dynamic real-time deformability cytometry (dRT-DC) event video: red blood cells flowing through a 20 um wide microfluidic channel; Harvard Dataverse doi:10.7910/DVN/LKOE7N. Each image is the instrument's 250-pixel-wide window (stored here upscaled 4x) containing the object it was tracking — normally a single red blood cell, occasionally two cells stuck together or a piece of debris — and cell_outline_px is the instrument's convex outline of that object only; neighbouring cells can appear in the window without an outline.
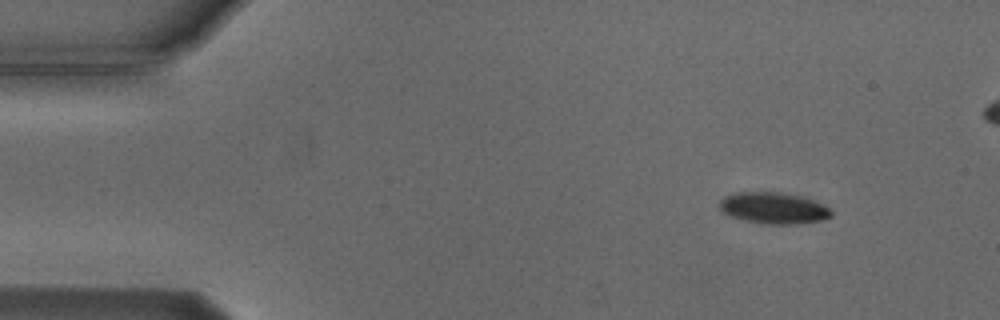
{"species": "Egyptian fruit bat (a non-hibernating species)", "species_latin": "Rousettus aegyptiacus", "temperature_condition": "cold", "stored_images_in_passage": 6, "camera_frame_rate_fps": 3000, "um_per_image_px": 0.085, "animal": {"sex": "male"}, "frame": {"image": 1, "passage_image": 1, "time_ms": 0.0, "image_size_px": [1000, 320], "cell_outline_px": [[832, 216], [820, 220], [788, 224], [772, 224], [748, 220], [732, 216], [724, 212], [720, 208], [720, 200], [724, 196], [736, 192], [784, 192], [800, 196], [824, 204], [832, 212]], "centroid_in_image_um": [65.76, 17.66], "position_along_channel_um": 19.2, "area_um2": 20.0}}
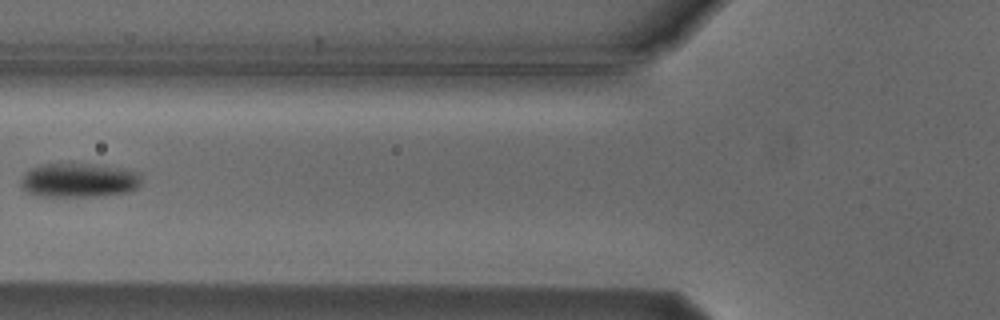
{"frame": {"image": 2, "passage_image": 5, "time_ms": 5.0, "image_size_px": [1000, 320], "cell_outline_px": [[140, 184], [136, 188], [128, 192], [104, 196], [36, 196], [28, 192], [20, 184], [20, 180], [32, 168], [44, 164], [84, 164], [136, 172], [140, 176]], "centroid_in_image_um": [6.67, 15.35], "position_along_channel_um": 119.1, "area_um2": 23.35}}
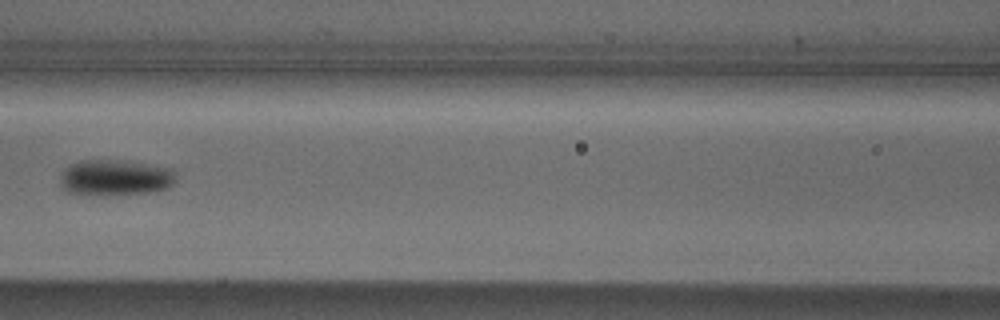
{"frame": {"image": 3, "passage_image": 6, "time_ms": 6.0, "image_size_px": [1000, 320], "cell_outline_px": [[176, 180], [168, 188], [156, 192], [108, 196], [64, 192], [60, 184], [60, 176], [64, 168], [80, 160], [116, 160], [172, 168], [176, 176]], "centroid_in_image_um": [9.78, 15.13], "position_along_channel_um": 156.8, "area_um2": 24.62}}